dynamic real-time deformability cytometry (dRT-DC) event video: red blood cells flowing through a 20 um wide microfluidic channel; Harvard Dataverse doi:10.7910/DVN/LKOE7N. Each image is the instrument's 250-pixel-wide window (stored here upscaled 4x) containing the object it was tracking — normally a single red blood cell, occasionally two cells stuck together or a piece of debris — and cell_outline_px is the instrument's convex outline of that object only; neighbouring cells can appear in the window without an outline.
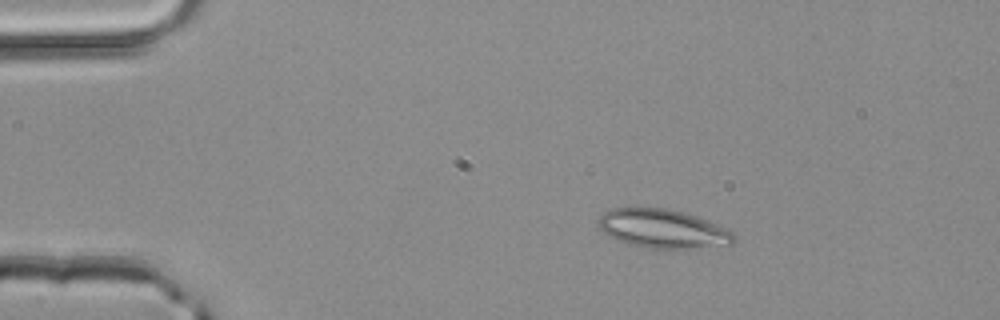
{"species": "common noctule bat (a hibernating species)", "species_latin": "Nyctalus noctula", "temperature_condition": "room temperature", "stored_images_in_passage": 50, "camera_frame_rate_fps": 3000, "um_per_image_px": 0.085, "animal": {"sex": "male", "body_mass_g": 20.4}, "frame": {"image": 1, "passage_image": 9, "time_ms": 2.667, "image_size_px": [1000, 320], "cell_outline_px": [[736, 240], [732, 244], [688, 248], [648, 248], [628, 244], [616, 240], [604, 232], [600, 228], [596, 220], [604, 212], [612, 208], [668, 208], [684, 212], [696, 216], [736, 232]], "centroid_in_image_um": [56.34, 19.44], "position_along_channel_um": 28.7, "area_um2": 30.63}}
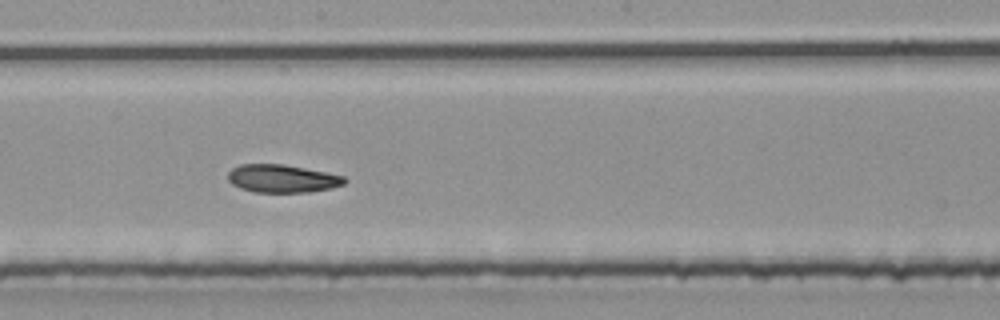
{"frame": {"image": 2, "passage_image": 28, "time_ms": 9.0, "image_size_px": [1000, 320], "cell_outline_px": [[348, 180], [344, 184], [332, 188], [308, 192], [256, 192], [240, 188], [232, 184], [228, 180], [228, 172], [232, 168], [240, 164], [284, 164], [344, 176]], "centroid_in_image_um": [23.98, 15.18], "position_along_channel_um": 224.2, "area_um2": 18.96}}
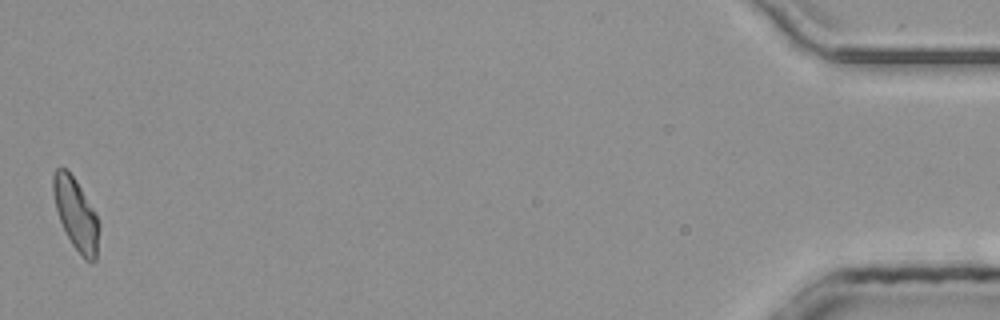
{"frame": {"image": 3, "passage_image": 50, "time_ms": 16.333, "image_size_px": [1000, 320], "cell_outline_px": [[96, 260], [84, 260], [72, 244], [60, 220], [56, 208], [52, 192], [52, 176], [56, 168], [64, 168], [76, 180], [96, 212]], "centroid_in_image_um": [6.4, 18.14], "position_along_channel_um": 428.8, "area_um2": 18.38}}